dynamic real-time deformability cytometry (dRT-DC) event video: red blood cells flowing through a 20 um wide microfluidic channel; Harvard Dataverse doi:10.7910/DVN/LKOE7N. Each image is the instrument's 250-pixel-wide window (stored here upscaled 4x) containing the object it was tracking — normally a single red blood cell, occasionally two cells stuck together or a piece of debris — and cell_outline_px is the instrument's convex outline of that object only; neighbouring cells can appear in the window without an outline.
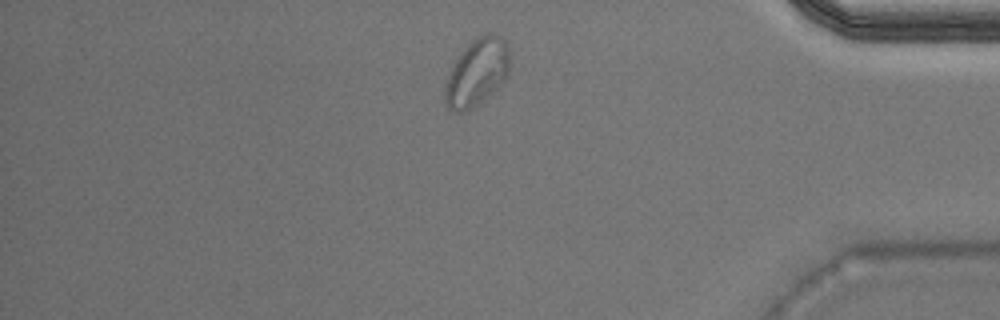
{"species": "Egyptian fruit bat (a non-hibernating species)", "species_latin": "Rousettus aegyptiacus", "temperature_condition": "warm", "stored_images_in_passage": 34, "segment_of_instrument_passage": [2, 2], "camera_frame_rate_fps": 3000, "um_per_image_px": 0.085, "animal": {"sex": "male"}, "frame": {"image": 1, "passage_image": 28, "time_ms": 9.0, "image_size_px": [1000, 320], "cell_outline_px": [[508, 72], [504, 80], [492, 92], [476, 104], [464, 112], [456, 112], [448, 108], [444, 104], [444, 88], [448, 76], [460, 52], [476, 36], [484, 32], [492, 32], [500, 36], [504, 40], [508, 48]], "centroid_in_image_um": [40.51, 6.12], "position_along_channel_um": 394.7, "area_um2": 25.09}}